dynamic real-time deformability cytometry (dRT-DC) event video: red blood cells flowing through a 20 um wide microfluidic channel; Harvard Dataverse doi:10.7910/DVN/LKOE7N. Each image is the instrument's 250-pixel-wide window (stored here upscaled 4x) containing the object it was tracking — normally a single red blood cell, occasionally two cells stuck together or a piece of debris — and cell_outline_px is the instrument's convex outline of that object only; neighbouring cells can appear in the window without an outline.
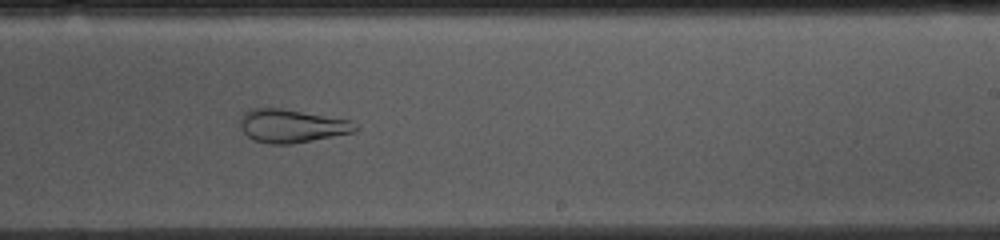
{"species": "common noctule bat (a hibernating species)", "species_latin": "Nyctalus noctula", "temperature_condition": "cold", "stored_images_in_passage": 53, "camera_frame_rate_fps": 3000, "um_per_image_px": 0.085, "animal": {"sex": "female", "body_mass_g": 10.0, "forearm_length_mm": 53.1}, "frame": {"image": 1, "passage_image": 31, "time_ms": 10.0, "image_size_px": [1000, 240], "cell_outline_px": [[360, 128], [356, 132], [292, 144], [268, 144], [256, 140], [248, 136], [244, 132], [240, 124], [240, 116], [248, 108], [280, 108], [352, 120]], "centroid_in_image_um": [24.82, 10.7], "position_along_channel_um": 264.2, "area_um2": 22.48}}
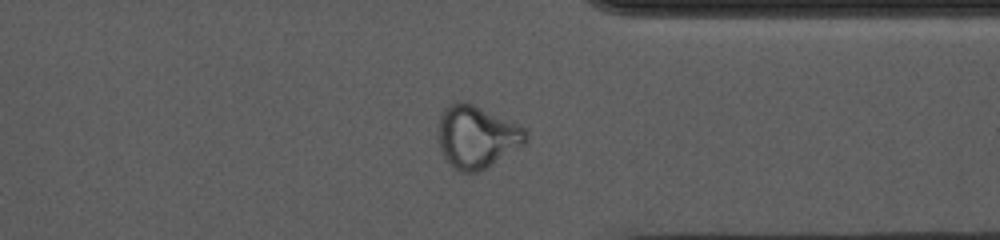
{"frame": {"image": 2, "passage_image": 40, "time_ms": 13.0, "image_size_px": [1000, 240], "cell_outline_px": [[528, 140], [524, 144], [484, 168], [476, 172], [460, 172], [444, 156], [436, 140], [436, 128], [440, 116], [444, 108], [448, 104], [460, 100], [468, 100], [524, 128], [528, 132]], "centroid_in_image_um": [40.46, 11.56], "position_along_channel_um": 370.9, "area_um2": 32.08}}
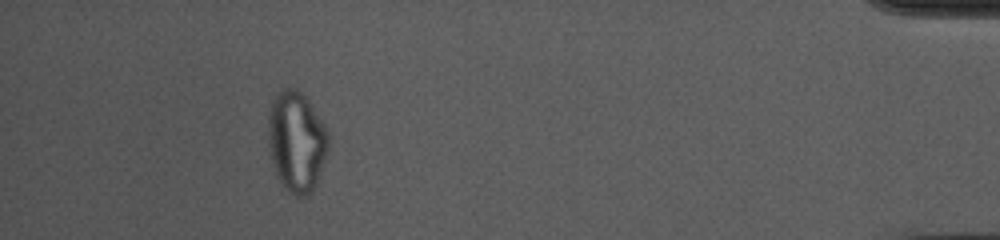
{"frame": {"image": 3, "passage_image": 48, "time_ms": 15.667, "image_size_px": [1000, 240], "cell_outline_px": [[328, 148], [316, 184], [304, 196], [296, 196], [284, 188], [276, 172], [272, 160], [268, 144], [268, 116], [276, 92], [280, 88], [296, 88], [304, 96], [328, 128]], "centroid_in_image_um": [25.19, 11.99], "position_along_channel_um": 410.0, "area_um2": 34.91}, "authors_computed_cell_mechanics": {"area_um2": 28.6688, "velocity_mm_per_s": 3.7039, "shape_relaxation_time_tau1_ms": null, "shape_relaxation_time_tau2_ms": 1.5794, "deformation_change_tau1": null, "deformation_change_tau2": 0.0869}}